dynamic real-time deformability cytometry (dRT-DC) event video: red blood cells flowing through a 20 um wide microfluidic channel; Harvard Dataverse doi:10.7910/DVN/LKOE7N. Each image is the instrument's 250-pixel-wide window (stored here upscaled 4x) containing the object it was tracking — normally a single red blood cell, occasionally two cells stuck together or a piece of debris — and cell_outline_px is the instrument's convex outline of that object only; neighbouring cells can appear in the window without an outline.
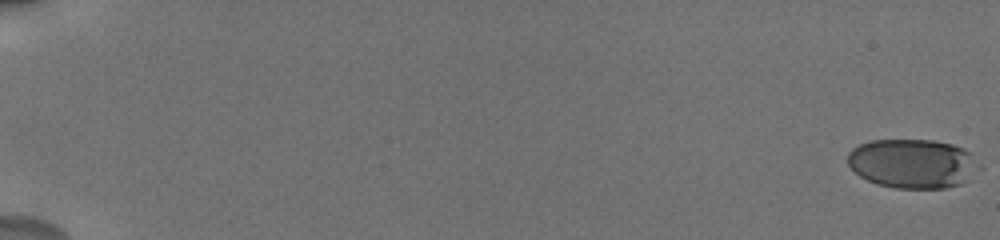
{"species": "human", "species_latin": "Homo sapiens", "temperature_condition": "cold", "stored_images_in_passage": 34, "camera_frame_rate_fps": 3000, "um_per_image_px": 0.085, "donor": {"sex": "male"}, "frame": {"image": 1, "passage_image": 1, "time_ms": 0.0, "image_size_px": [1000, 240], "cell_outline_px": [[972, 156], [964, 180], [960, 184], [944, 188], [896, 188], [876, 184], [860, 176], [848, 164], [848, 152], [852, 148], [860, 144], [872, 140], [932, 140], [952, 144], [964, 148], [972, 152]], "centroid_in_image_um": [77.41, 13.88], "position_along_channel_um": 7.6, "area_um2": 36.47}}
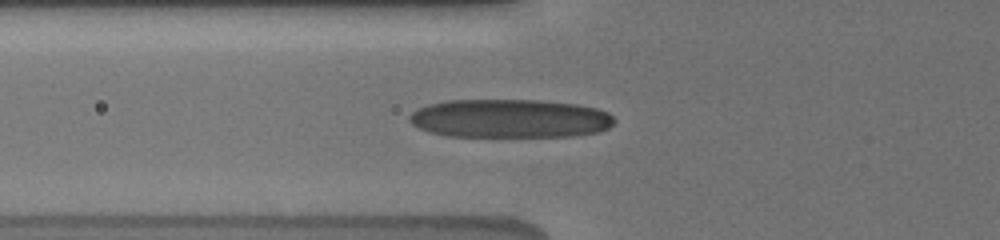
{"frame": {"image": 2, "passage_image": 18, "time_ms": 7.667, "image_size_px": [1000, 240], "cell_outline_px": [[616, 120], [608, 128], [600, 132], [572, 136], [448, 136], [428, 132], [412, 124], [408, 120], [408, 116], [416, 108], [428, 104], [444, 100], [540, 100], [576, 104], [596, 108], [608, 112]], "centroid_in_image_um": [43.32, 10.07], "position_along_channel_um": 82.5, "area_um2": 46.41}}
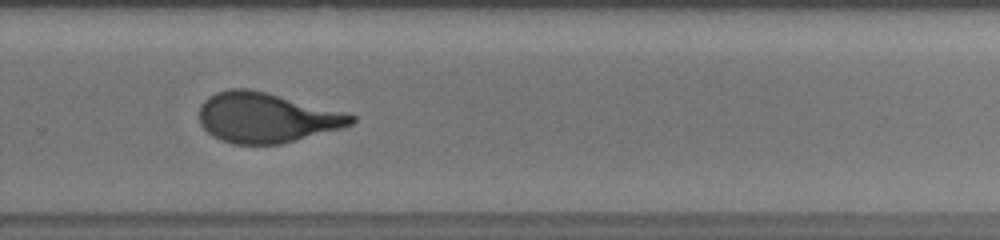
{"frame": {"image": 3, "passage_image": 33, "time_ms": 13.667, "image_size_px": [1000, 240], "cell_outline_px": [[356, 120], [352, 124], [340, 128], [280, 144], [232, 144], [220, 140], [212, 136], [200, 124], [200, 104], [208, 96], [216, 92], [228, 88], [248, 88], [264, 92], [356, 116]], "centroid_in_image_um": [22.55, 10.0], "position_along_channel_um": 307.2, "area_um2": 43.64}}